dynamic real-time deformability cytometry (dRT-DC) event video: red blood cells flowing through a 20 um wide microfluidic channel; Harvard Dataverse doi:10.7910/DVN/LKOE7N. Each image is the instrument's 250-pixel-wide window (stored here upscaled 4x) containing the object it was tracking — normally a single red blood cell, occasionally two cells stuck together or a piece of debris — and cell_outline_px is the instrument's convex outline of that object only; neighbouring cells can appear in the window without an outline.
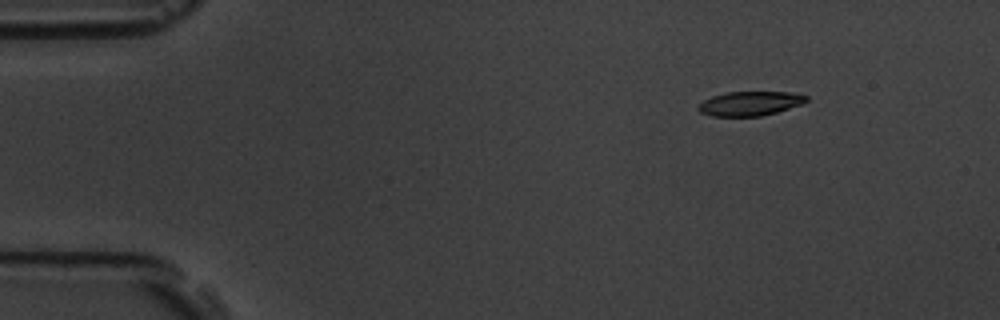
{"species": "common noctule bat (a hibernating species)", "species_latin": "Nyctalus noctula", "temperature_condition": "room temperature", "stored_images_in_passage": 6, "camera_frame_rate_fps": 3000, "um_per_image_px": 0.085, "animal": {"sex": "male", "body_mass_g": 19.5, "forearm_length_mm": 54.6}, "frame": {"image": 1, "passage_image": 3, "time_ms": 2.333, "image_size_px": [1000, 320], "cell_outline_px": [[808, 100], [804, 104], [776, 112], [760, 116], [712, 116], [700, 112], [696, 108], [704, 100], [712, 96], [728, 92], [792, 92], [808, 96]], "centroid_in_image_um": [63.78, 8.79], "position_along_channel_um": 21.2, "area_um2": 15.32}}
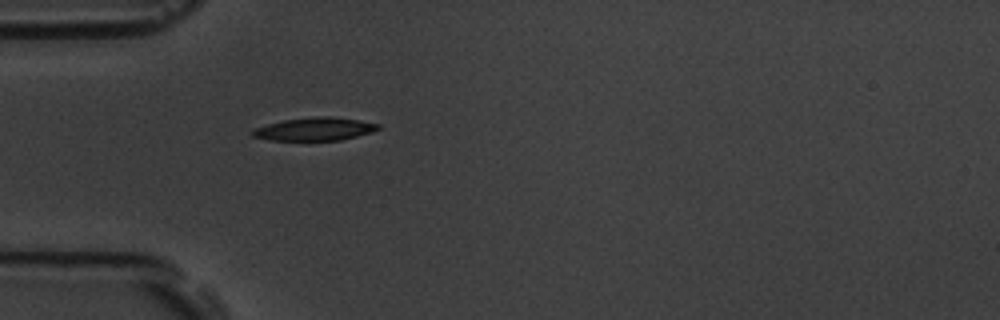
{"frame": {"image": 2, "passage_image": 6, "time_ms": 5.667, "image_size_px": [1000, 320], "cell_outline_px": [[380, 128], [372, 132], [340, 140], [268, 140], [252, 136], [252, 128], [284, 120], [316, 116], [332, 116], [380, 124]], "centroid_in_image_um": [26.73, 10.97], "position_along_channel_um": 58.3, "area_um2": 16.76}}